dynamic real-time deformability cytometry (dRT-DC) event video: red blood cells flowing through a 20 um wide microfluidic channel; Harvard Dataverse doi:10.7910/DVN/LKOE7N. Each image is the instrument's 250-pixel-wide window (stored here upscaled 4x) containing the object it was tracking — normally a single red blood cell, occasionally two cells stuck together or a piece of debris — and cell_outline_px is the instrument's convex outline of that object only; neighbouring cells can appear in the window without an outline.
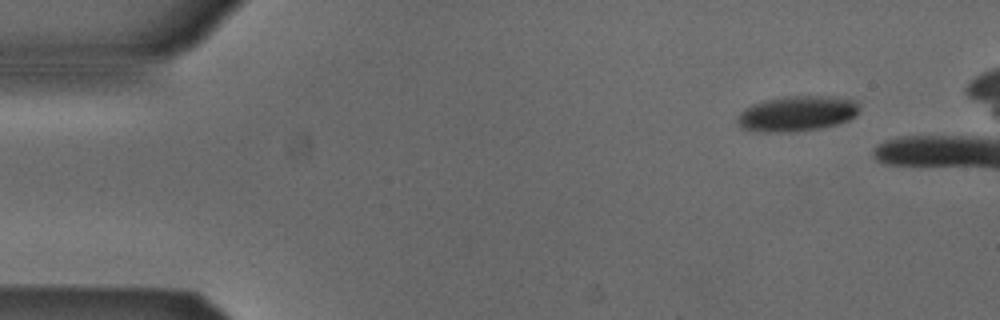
{"species": "Egyptian fruit bat (a non-hibernating species)", "species_latin": "Rousettus aegyptiacus", "temperature_condition": "cold", "stored_images_in_passage": 16, "camera_frame_rate_fps": 3000, "um_per_image_px": 0.085, "animal": {"sex": "male"}, "frame": {"image": 1, "passage_image": 1, "time_ms": 0.0, "image_size_px": [1000, 320], "cell_outline_px": [[860, 108], [848, 120], [836, 124], [820, 128], [792, 132], [760, 132], [744, 128], [736, 120], [740, 112], [752, 104], [784, 96], [836, 96], [856, 100]], "centroid_in_image_um": [67.76, 9.65], "position_along_channel_um": 17.2, "area_um2": 24.97}}
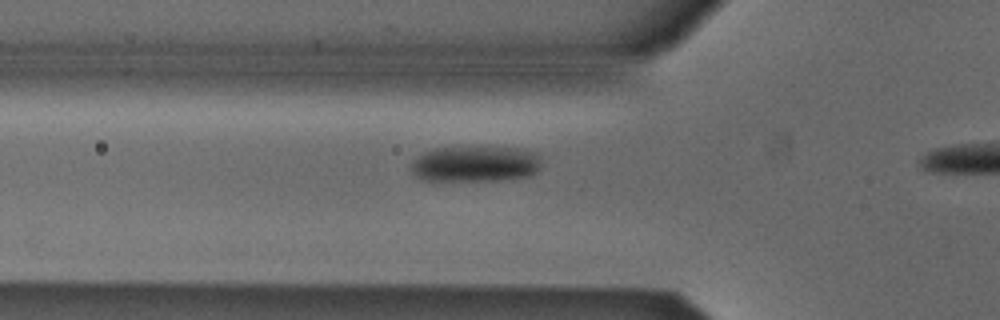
{"frame": {"image": 2, "passage_image": 14, "time_ms": 4.333, "image_size_px": [1000, 320], "cell_outline_px": [[540, 168], [536, 172], [528, 176], [496, 180], [424, 180], [416, 176], [412, 172], [408, 164], [416, 156], [424, 152], [436, 148], [520, 148], [536, 152], [540, 156]], "centroid_in_image_um": [40.37, 13.93], "position_along_channel_um": 85.4, "area_um2": 27.17}}